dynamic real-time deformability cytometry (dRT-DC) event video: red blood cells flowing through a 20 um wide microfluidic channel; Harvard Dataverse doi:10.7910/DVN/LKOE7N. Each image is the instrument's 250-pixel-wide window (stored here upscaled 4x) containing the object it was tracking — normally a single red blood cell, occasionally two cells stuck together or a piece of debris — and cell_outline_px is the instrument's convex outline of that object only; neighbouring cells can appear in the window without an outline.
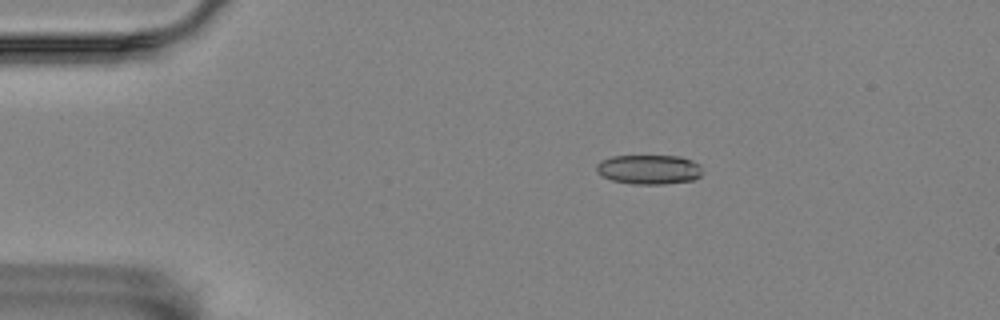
{"species": "Egyptian fruit bat (a non-hibernating species)", "species_latin": "Rousettus aegyptiacus", "temperature_condition": "room temperature", "stored_images_in_passage": 31, "camera_frame_rate_fps": 3000, "um_per_image_px": 0.085, "animal": {"sex": "female"}, "frame": {"image": 1, "passage_image": 1, "time_ms": 0.0, "image_size_px": [1000, 320], "cell_outline_px": [[704, 172], [700, 176], [692, 180], [664, 184], [632, 184], [612, 180], [600, 176], [596, 172], [596, 164], [600, 160], [612, 156], [680, 156], [692, 160], [700, 164]], "centroid_in_image_um": [55.15, 14.4], "position_along_channel_um": 29.8, "area_um2": 18.5}}
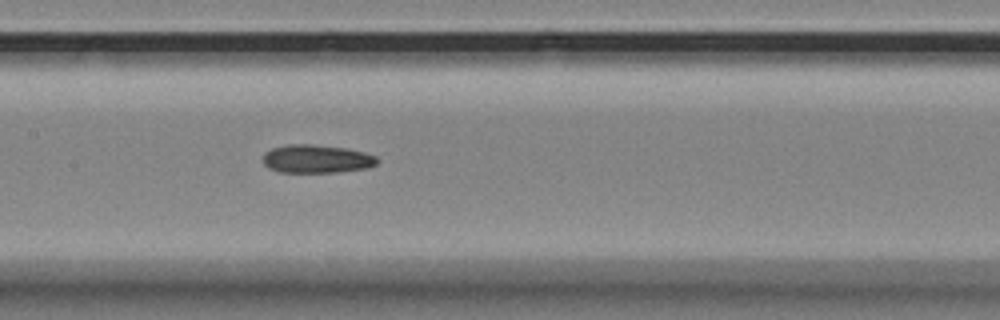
{"frame": {"image": 2, "passage_image": 18, "time_ms": 5.667, "image_size_px": [1000, 320], "cell_outline_px": [[380, 160], [376, 164], [368, 168], [336, 172], [280, 172], [268, 168], [264, 164], [264, 152], [272, 148], [288, 144], [312, 144], [348, 148], [364, 152], [376, 156]], "centroid_in_image_um": [26.93, 13.5], "position_along_channel_um": 180.5, "area_um2": 18.96}}
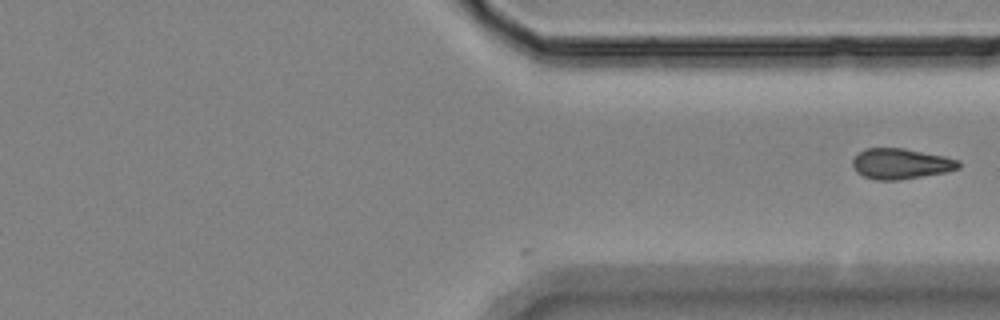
{"frame": {"image": 3, "passage_image": 31, "time_ms": 10.0, "image_size_px": [1000, 320], "cell_outline_px": [[960, 168], [948, 172], [900, 180], [876, 180], [864, 176], [856, 172], [852, 164], [852, 160], [864, 148], [904, 148], [944, 156], [960, 160]], "centroid_in_image_um": [76.59, 13.92], "position_along_channel_um": 334.8, "area_um2": 19.02}}